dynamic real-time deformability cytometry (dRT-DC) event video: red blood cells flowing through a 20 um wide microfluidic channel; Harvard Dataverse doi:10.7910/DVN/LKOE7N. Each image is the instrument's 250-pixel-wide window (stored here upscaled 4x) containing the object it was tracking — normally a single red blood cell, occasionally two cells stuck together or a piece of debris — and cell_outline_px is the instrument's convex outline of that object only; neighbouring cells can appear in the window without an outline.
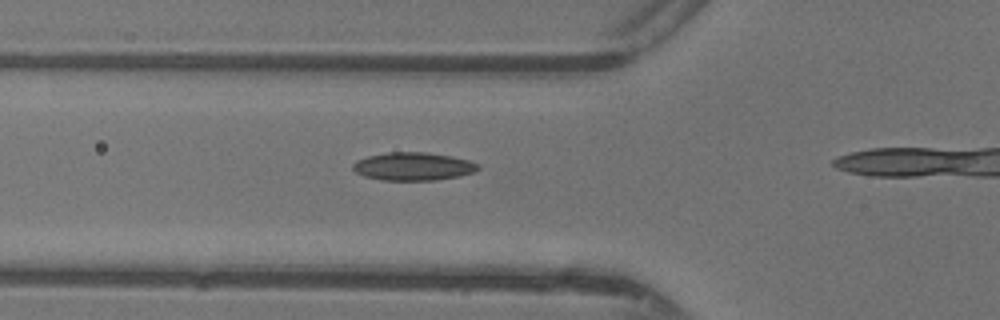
{"species": "common noctule bat (a hibernating species)", "species_latin": "Nyctalus noctula", "temperature_condition": "warm", "stored_images_in_passage": 11, "camera_frame_rate_fps": 3000, "um_per_image_px": 0.085, "animal": {"sex": "female"}, "frame": {"image": 1, "passage_image": 7, "time_ms": 2.0, "image_size_px": [1000, 320], "cell_outline_px": [[480, 168], [476, 172], [460, 176], [436, 180], [380, 180], [364, 176], [356, 172], [352, 168], [352, 164], [356, 160], [368, 156], [388, 152], [428, 152], [452, 156], [468, 160], [480, 164]], "centroid_in_image_um": [35.15, 14.14], "position_along_channel_um": 90.7, "area_um2": 20.69}}
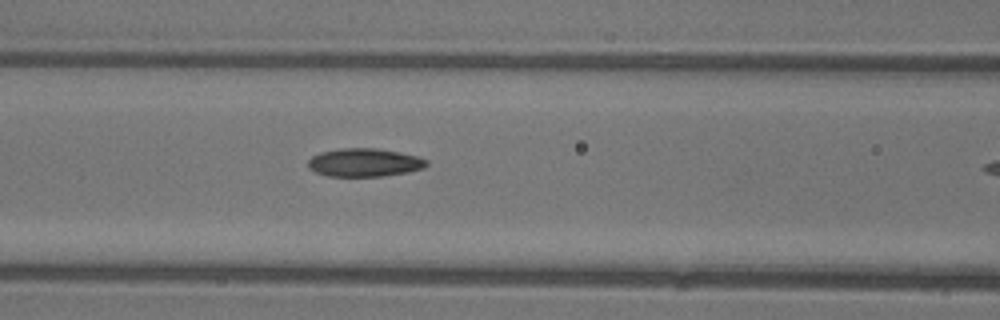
{"frame": {"image": 2, "passage_image": 10, "time_ms": 3.0, "image_size_px": [1000, 320], "cell_outline_px": [[428, 164], [424, 168], [408, 172], [384, 176], [328, 176], [316, 172], [308, 168], [308, 160], [312, 156], [320, 152], [340, 148], [376, 148], [400, 152], [416, 156], [428, 160]], "centroid_in_image_um": [30.97, 13.81], "position_along_channel_um": 135.6, "area_um2": 19.59}}